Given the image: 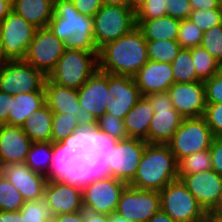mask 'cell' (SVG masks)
<instances>
[{"instance_id": "6da1fadb", "label": "cell", "mask_w": 222, "mask_h": 222, "mask_svg": "<svg viewBox=\"0 0 222 222\" xmlns=\"http://www.w3.org/2000/svg\"><path fill=\"white\" fill-rule=\"evenodd\" d=\"M147 142L126 138L99 145H88L86 160L104 175L129 184L137 171Z\"/></svg>"}, {"instance_id": "7a4b0ae2", "label": "cell", "mask_w": 222, "mask_h": 222, "mask_svg": "<svg viewBox=\"0 0 222 222\" xmlns=\"http://www.w3.org/2000/svg\"><path fill=\"white\" fill-rule=\"evenodd\" d=\"M148 61L147 41L137 26L98 53V69L113 75L133 77Z\"/></svg>"}, {"instance_id": "3957f363", "label": "cell", "mask_w": 222, "mask_h": 222, "mask_svg": "<svg viewBox=\"0 0 222 222\" xmlns=\"http://www.w3.org/2000/svg\"><path fill=\"white\" fill-rule=\"evenodd\" d=\"M48 28L64 41L65 48L99 51L93 35V18L81 14L71 0H54Z\"/></svg>"}, {"instance_id": "277c9868", "label": "cell", "mask_w": 222, "mask_h": 222, "mask_svg": "<svg viewBox=\"0 0 222 222\" xmlns=\"http://www.w3.org/2000/svg\"><path fill=\"white\" fill-rule=\"evenodd\" d=\"M178 178V161L168 144L147 143L136 174L128 185L159 192Z\"/></svg>"}, {"instance_id": "5b68a950", "label": "cell", "mask_w": 222, "mask_h": 222, "mask_svg": "<svg viewBox=\"0 0 222 222\" xmlns=\"http://www.w3.org/2000/svg\"><path fill=\"white\" fill-rule=\"evenodd\" d=\"M83 208L92 213H115L125 182L107 176L94 168L86 159L81 160Z\"/></svg>"}, {"instance_id": "8992f818", "label": "cell", "mask_w": 222, "mask_h": 222, "mask_svg": "<svg viewBox=\"0 0 222 222\" xmlns=\"http://www.w3.org/2000/svg\"><path fill=\"white\" fill-rule=\"evenodd\" d=\"M51 216L84 210L81 185V160H74L63 175L49 178L44 192Z\"/></svg>"}, {"instance_id": "52a82bcc", "label": "cell", "mask_w": 222, "mask_h": 222, "mask_svg": "<svg viewBox=\"0 0 222 222\" xmlns=\"http://www.w3.org/2000/svg\"><path fill=\"white\" fill-rule=\"evenodd\" d=\"M77 91L80 104L77 121L79 127L91 137L96 131L98 119L106 113L108 73L97 69Z\"/></svg>"}, {"instance_id": "ba28073f", "label": "cell", "mask_w": 222, "mask_h": 222, "mask_svg": "<svg viewBox=\"0 0 222 222\" xmlns=\"http://www.w3.org/2000/svg\"><path fill=\"white\" fill-rule=\"evenodd\" d=\"M98 53L66 48L48 78L58 85L79 89L98 69Z\"/></svg>"}, {"instance_id": "9c48e42d", "label": "cell", "mask_w": 222, "mask_h": 222, "mask_svg": "<svg viewBox=\"0 0 222 222\" xmlns=\"http://www.w3.org/2000/svg\"><path fill=\"white\" fill-rule=\"evenodd\" d=\"M136 26V15L130 7L104 4L93 16V35L97 49L117 40Z\"/></svg>"}, {"instance_id": "30bf717a", "label": "cell", "mask_w": 222, "mask_h": 222, "mask_svg": "<svg viewBox=\"0 0 222 222\" xmlns=\"http://www.w3.org/2000/svg\"><path fill=\"white\" fill-rule=\"evenodd\" d=\"M160 193V209L177 222H200L207 212L181 179L171 181Z\"/></svg>"}, {"instance_id": "8fae6325", "label": "cell", "mask_w": 222, "mask_h": 222, "mask_svg": "<svg viewBox=\"0 0 222 222\" xmlns=\"http://www.w3.org/2000/svg\"><path fill=\"white\" fill-rule=\"evenodd\" d=\"M46 76L25 60L0 63V91L16 95L44 90Z\"/></svg>"}, {"instance_id": "7c38bea8", "label": "cell", "mask_w": 222, "mask_h": 222, "mask_svg": "<svg viewBox=\"0 0 222 222\" xmlns=\"http://www.w3.org/2000/svg\"><path fill=\"white\" fill-rule=\"evenodd\" d=\"M213 138L203 117L184 118L167 144L179 162L186 156L210 149Z\"/></svg>"}, {"instance_id": "4fadbf2b", "label": "cell", "mask_w": 222, "mask_h": 222, "mask_svg": "<svg viewBox=\"0 0 222 222\" xmlns=\"http://www.w3.org/2000/svg\"><path fill=\"white\" fill-rule=\"evenodd\" d=\"M154 110L148 130V143L167 144L183 121L173 107L168 91L146 95Z\"/></svg>"}, {"instance_id": "5bb4252c", "label": "cell", "mask_w": 222, "mask_h": 222, "mask_svg": "<svg viewBox=\"0 0 222 222\" xmlns=\"http://www.w3.org/2000/svg\"><path fill=\"white\" fill-rule=\"evenodd\" d=\"M73 162L74 159L60 146L52 142H33L24 164L49 179L65 174Z\"/></svg>"}, {"instance_id": "9a60e30c", "label": "cell", "mask_w": 222, "mask_h": 222, "mask_svg": "<svg viewBox=\"0 0 222 222\" xmlns=\"http://www.w3.org/2000/svg\"><path fill=\"white\" fill-rule=\"evenodd\" d=\"M89 138L79 127L75 115L53 113L51 142L60 146L74 160L86 159Z\"/></svg>"}, {"instance_id": "2e32d148", "label": "cell", "mask_w": 222, "mask_h": 222, "mask_svg": "<svg viewBox=\"0 0 222 222\" xmlns=\"http://www.w3.org/2000/svg\"><path fill=\"white\" fill-rule=\"evenodd\" d=\"M65 49L64 41L54 35L48 27L39 28L34 32L24 60L48 77Z\"/></svg>"}, {"instance_id": "e0dca14e", "label": "cell", "mask_w": 222, "mask_h": 222, "mask_svg": "<svg viewBox=\"0 0 222 222\" xmlns=\"http://www.w3.org/2000/svg\"><path fill=\"white\" fill-rule=\"evenodd\" d=\"M0 26L3 61L24 60L36 28L13 10L2 20Z\"/></svg>"}, {"instance_id": "ac0fdd59", "label": "cell", "mask_w": 222, "mask_h": 222, "mask_svg": "<svg viewBox=\"0 0 222 222\" xmlns=\"http://www.w3.org/2000/svg\"><path fill=\"white\" fill-rule=\"evenodd\" d=\"M159 210V192L127 185L120 196L115 213L133 222H147Z\"/></svg>"}, {"instance_id": "d6986e66", "label": "cell", "mask_w": 222, "mask_h": 222, "mask_svg": "<svg viewBox=\"0 0 222 222\" xmlns=\"http://www.w3.org/2000/svg\"><path fill=\"white\" fill-rule=\"evenodd\" d=\"M106 113L123 119L141 97L133 77L108 74Z\"/></svg>"}, {"instance_id": "ffe728a7", "label": "cell", "mask_w": 222, "mask_h": 222, "mask_svg": "<svg viewBox=\"0 0 222 222\" xmlns=\"http://www.w3.org/2000/svg\"><path fill=\"white\" fill-rule=\"evenodd\" d=\"M178 175L206 212L217 206L222 191L220 174L211 169L199 173Z\"/></svg>"}, {"instance_id": "44dd1931", "label": "cell", "mask_w": 222, "mask_h": 222, "mask_svg": "<svg viewBox=\"0 0 222 222\" xmlns=\"http://www.w3.org/2000/svg\"><path fill=\"white\" fill-rule=\"evenodd\" d=\"M173 107L183 118L203 117L206 107L203 81L175 82L168 90Z\"/></svg>"}, {"instance_id": "7402d4cb", "label": "cell", "mask_w": 222, "mask_h": 222, "mask_svg": "<svg viewBox=\"0 0 222 222\" xmlns=\"http://www.w3.org/2000/svg\"><path fill=\"white\" fill-rule=\"evenodd\" d=\"M3 175L18 189L24 201L44 198L48 181L44 175L33 172L26 164H9L3 167Z\"/></svg>"}, {"instance_id": "603a6c76", "label": "cell", "mask_w": 222, "mask_h": 222, "mask_svg": "<svg viewBox=\"0 0 222 222\" xmlns=\"http://www.w3.org/2000/svg\"><path fill=\"white\" fill-rule=\"evenodd\" d=\"M141 96L168 91L175 83L172 64L149 60L133 76Z\"/></svg>"}, {"instance_id": "cb8c5ba5", "label": "cell", "mask_w": 222, "mask_h": 222, "mask_svg": "<svg viewBox=\"0 0 222 222\" xmlns=\"http://www.w3.org/2000/svg\"><path fill=\"white\" fill-rule=\"evenodd\" d=\"M33 141L19 126L0 124V160L3 164H24Z\"/></svg>"}, {"instance_id": "d4e9b609", "label": "cell", "mask_w": 222, "mask_h": 222, "mask_svg": "<svg viewBox=\"0 0 222 222\" xmlns=\"http://www.w3.org/2000/svg\"><path fill=\"white\" fill-rule=\"evenodd\" d=\"M45 102L53 113L77 115L80 111L77 89L64 87L46 77L44 82Z\"/></svg>"}, {"instance_id": "484cf974", "label": "cell", "mask_w": 222, "mask_h": 222, "mask_svg": "<svg viewBox=\"0 0 222 222\" xmlns=\"http://www.w3.org/2000/svg\"><path fill=\"white\" fill-rule=\"evenodd\" d=\"M154 110L146 96H141L137 103L123 118L128 138H137L148 143V130Z\"/></svg>"}, {"instance_id": "4316f807", "label": "cell", "mask_w": 222, "mask_h": 222, "mask_svg": "<svg viewBox=\"0 0 222 222\" xmlns=\"http://www.w3.org/2000/svg\"><path fill=\"white\" fill-rule=\"evenodd\" d=\"M53 8L54 0H12V10L36 29L48 27Z\"/></svg>"}, {"instance_id": "83f0119b", "label": "cell", "mask_w": 222, "mask_h": 222, "mask_svg": "<svg viewBox=\"0 0 222 222\" xmlns=\"http://www.w3.org/2000/svg\"><path fill=\"white\" fill-rule=\"evenodd\" d=\"M45 91L11 95L8 125L21 127L35 110L45 104Z\"/></svg>"}, {"instance_id": "f1b7e54d", "label": "cell", "mask_w": 222, "mask_h": 222, "mask_svg": "<svg viewBox=\"0 0 222 222\" xmlns=\"http://www.w3.org/2000/svg\"><path fill=\"white\" fill-rule=\"evenodd\" d=\"M146 41L177 40L180 20L164 16L148 20H136Z\"/></svg>"}, {"instance_id": "f546056e", "label": "cell", "mask_w": 222, "mask_h": 222, "mask_svg": "<svg viewBox=\"0 0 222 222\" xmlns=\"http://www.w3.org/2000/svg\"><path fill=\"white\" fill-rule=\"evenodd\" d=\"M52 118L53 112L45 103L31 113L21 128L33 142H51Z\"/></svg>"}, {"instance_id": "4dcf8cb0", "label": "cell", "mask_w": 222, "mask_h": 222, "mask_svg": "<svg viewBox=\"0 0 222 222\" xmlns=\"http://www.w3.org/2000/svg\"><path fill=\"white\" fill-rule=\"evenodd\" d=\"M128 138L123 119L105 113L98 119L96 131L89 138L88 145H99Z\"/></svg>"}, {"instance_id": "1f68e13d", "label": "cell", "mask_w": 222, "mask_h": 222, "mask_svg": "<svg viewBox=\"0 0 222 222\" xmlns=\"http://www.w3.org/2000/svg\"><path fill=\"white\" fill-rule=\"evenodd\" d=\"M171 64L174 82L191 83L201 81L197 77L190 49L182 48Z\"/></svg>"}, {"instance_id": "d6a6232c", "label": "cell", "mask_w": 222, "mask_h": 222, "mask_svg": "<svg viewBox=\"0 0 222 222\" xmlns=\"http://www.w3.org/2000/svg\"><path fill=\"white\" fill-rule=\"evenodd\" d=\"M189 49L191 51L197 77L201 81L207 80L219 72V61L212 57L202 46H196Z\"/></svg>"}, {"instance_id": "836d02e7", "label": "cell", "mask_w": 222, "mask_h": 222, "mask_svg": "<svg viewBox=\"0 0 222 222\" xmlns=\"http://www.w3.org/2000/svg\"><path fill=\"white\" fill-rule=\"evenodd\" d=\"M181 49L177 40L147 41L148 59L156 62L171 64Z\"/></svg>"}, {"instance_id": "e575fe53", "label": "cell", "mask_w": 222, "mask_h": 222, "mask_svg": "<svg viewBox=\"0 0 222 222\" xmlns=\"http://www.w3.org/2000/svg\"><path fill=\"white\" fill-rule=\"evenodd\" d=\"M211 169V153L209 149L186 156L178 162V174H193Z\"/></svg>"}, {"instance_id": "d590c367", "label": "cell", "mask_w": 222, "mask_h": 222, "mask_svg": "<svg viewBox=\"0 0 222 222\" xmlns=\"http://www.w3.org/2000/svg\"><path fill=\"white\" fill-rule=\"evenodd\" d=\"M24 204L21 193L4 176H0V210L19 211Z\"/></svg>"}, {"instance_id": "8d00e7d4", "label": "cell", "mask_w": 222, "mask_h": 222, "mask_svg": "<svg viewBox=\"0 0 222 222\" xmlns=\"http://www.w3.org/2000/svg\"><path fill=\"white\" fill-rule=\"evenodd\" d=\"M21 222H51V214L44 199L24 201L20 209Z\"/></svg>"}, {"instance_id": "74e56055", "label": "cell", "mask_w": 222, "mask_h": 222, "mask_svg": "<svg viewBox=\"0 0 222 222\" xmlns=\"http://www.w3.org/2000/svg\"><path fill=\"white\" fill-rule=\"evenodd\" d=\"M203 36V31L199 29L188 18L185 20H180V27L178 32L177 41L182 46V48H192L200 46Z\"/></svg>"}, {"instance_id": "f35d334b", "label": "cell", "mask_w": 222, "mask_h": 222, "mask_svg": "<svg viewBox=\"0 0 222 222\" xmlns=\"http://www.w3.org/2000/svg\"><path fill=\"white\" fill-rule=\"evenodd\" d=\"M188 19L201 31L206 32L210 28L222 24V9L192 10Z\"/></svg>"}, {"instance_id": "ab89813d", "label": "cell", "mask_w": 222, "mask_h": 222, "mask_svg": "<svg viewBox=\"0 0 222 222\" xmlns=\"http://www.w3.org/2000/svg\"><path fill=\"white\" fill-rule=\"evenodd\" d=\"M200 46L208 51L219 63L222 62V24L203 32Z\"/></svg>"}, {"instance_id": "60d3db41", "label": "cell", "mask_w": 222, "mask_h": 222, "mask_svg": "<svg viewBox=\"0 0 222 222\" xmlns=\"http://www.w3.org/2000/svg\"><path fill=\"white\" fill-rule=\"evenodd\" d=\"M203 118L214 137H222V103H206Z\"/></svg>"}, {"instance_id": "b9f144b4", "label": "cell", "mask_w": 222, "mask_h": 222, "mask_svg": "<svg viewBox=\"0 0 222 222\" xmlns=\"http://www.w3.org/2000/svg\"><path fill=\"white\" fill-rule=\"evenodd\" d=\"M165 0H147L135 13L136 20H148L167 16Z\"/></svg>"}, {"instance_id": "7bdbcfd3", "label": "cell", "mask_w": 222, "mask_h": 222, "mask_svg": "<svg viewBox=\"0 0 222 222\" xmlns=\"http://www.w3.org/2000/svg\"><path fill=\"white\" fill-rule=\"evenodd\" d=\"M203 83L206 103H222V74L218 72Z\"/></svg>"}, {"instance_id": "ee69618b", "label": "cell", "mask_w": 222, "mask_h": 222, "mask_svg": "<svg viewBox=\"0 0 222 222\" xmlns=\"http://www.w3.org/2000/svg\"><path fill=\"white\" fill-rule=\"evenodd\" d=\"M167 16L178 20H185L189 17L192 8L189 0H165Z\"/></svg>"}, {"instance_id": "f6af8a7d", "label": "cell", "mask_w": 222, "mask_h": 222, "mask_svg": "<svg viewBox=\"0 0 222 222\" xmlns=\"http://www.w3.org/2000/svg\"><path fill=\"white\" fill-rule=\"evenodd\" d=\"M212 170L222 176V137H214L209 149Z\"/></svg>"}, {"instance_id": "bcb514c9", "label": "cell", "mask_w": 222, "mask_h": 222, "mask_svg": "<svg viewBox=\"0 0 222 222\" xmlns=\"http://www.w3.org/2000/svg\"><path fill=\"white\" fill-rule=\"evenodd\" d=\"M74 7L83 15L92 17L104 5L103 0H71Z\"/></svg>"}, {"instance_id": "7dc6e473", "label": "cell", "mask_w": 222, "mask_h": 222, "mask_svg": "<svg viewBox=\"0 0 222 222\" xmlns=\"http://www.w3.org/2000/svg\"><path fill=\"white\" fill-rule=\"evenodd\" d=\"M11 109V94L0 91V124L8 125L9 112Z\"/></svg>"}, {"instance_id": "c3c4849f", "label": "cell", "mask_w": 222, "mask_h": 222, "mask_svg": "<svg viewBox=\"0 0 222 222\" xmlns=\"http://www.w3.org/2000/svg\"><path fill=\"white\" fill-rule=\"evenodd\" d=\"M51 222H85V210L74 213L57 214L51 218Z\"/></svg>"}, {"instance_id": "681fc988", "label": "cell", "mask_w": 222, "mask_h": 222, "mask_svg": "<svg viewBox=\"0 0 222 222\" xmlns=\"http://www.w3.org/2000/svg\"><path fill=\"white\" fill-rule=\"evenodd\" d=\"M192 10L222 9V0H189Z\"/></svg>"}, {"instance_id": "f907efd6", "label": "cell", "mask_w": 222, "mask_h": 222, "mask_svg": "<svg viewBox=\"0 0 222 222\" xmlns=\"http://www.w3.org/2000/svg\"><path fill=\"white\" fill-rule=\"evenodd\" d=\"M21 211H2L0 210V222H21Z\"/></svg>"}, {"instance_id": "816d5d0a", "label": "cell", "mask_w": 222, "mask_h": 222, "mask_svg": "<svg viewBox=\"0 0 222 222\" xmlns=\"http://www.w3.org/2000/svg\"><path fill=\"white\" fill-rule=\"evenodd\" d=\"M85 222H108V215L85 210Z\"/></svg>"}, {"instance_id": "f5cc1de1", "label": "cell", "mask_w": 222, "mask_h": 222, "mask_svg": "<svg viewBox=\"0 0 222 222\" xmlns=\"http://www.w3.org/2000/svg\"><path fill=\"white\" fill-rule=\"evenodd\" d=\"M12 11V0H0V23Z\"/></svg>"}, {"instance_id": "db71d44e", "label": "cell", "mask_w": 222, "mask_h": 222, "mask_svg": "<svg viewBox=\"0 0 222 222\" xmlns=\"http://www.w3.org/2000/svg\"><path fill=\"white\" fill-rule=\"evenodd\" d=\"M147 222H177L174 221L170 216H168L161 209L157 211Z\"/></svg>"}, {"instance_id": "11a10c76", "label": "cell", "mask_w": 222, "mask_h": 222, "mask_svg": "<svg viewBox=\"0 0 222 222\" xmlns=\"http://www.w3.org/2000/svg\"><path fill=\"white\" fill-rule=\"evenodd\" d=\"M207 217L212 222H222V210H209L207 211Z\"/></svg>"}, {"instance_id": "9f6ffc18", "label": "cell", "mask_w": 222, "mask_h": 222, "mask_svg": "<svg viewBox=\"0 0 222 222\" xmlns=\"http://www.w3.org/2000/svg\"><path fill=\"white\" fill-rule=\"evenodd\" d=\"M146 1L147 0H129V7L136 13L140 7L146 3Z\"/></svg>"}, {"instance_id": "6f0895ef", "label": "cell", "mask_w": 222, "mask_h": 222, "mask_svg": "<svg viewBox=\"0 0 222 222\" xmlns=\"http://www.w3.org/2000/svg\"><path fill=\"white\" fill-rule=\"evenodd\" d=\"M105 5L129 7V0H103Z\"/></svg>"}, {"instance_id": "680465c9", "label": "cell", "mask_w": 222, "mask_h": 222, "mask_svg": "<svg viewBox=\"0 0 222 222\" xmlns=\"http://www.w3.org/2000/svg\"><path fill=\"white\" fill-rule=\"evenodd\" d=\"M108 222H133V221H130L125 217L120 216L117 213H112L108 215Z\"/></svg>"}, {"instance_id": "91938a15", "label": "cell", "mask_w": 222, "mask_h": 222, "mask_svg": "<svg viewBox=\"0 0 222 222\" xmlns=\"http://www.w3.org/2000/svg\"><path fill=\"white\" fill-rule=\"evenodd\" d=\"M212 210H222V191L220 193L219 201L217 203V206L214 209H212Z\"/></svg>"}, {"instance_id": "94428289", "label": "cell", "mask_w": 222, "mask_h": 222, "mask_svg": "<svg viewBox=\"0 0 222 222\" xmlns=\"http://www.w3.org/2000/svg\"><path fill=\"white\" fill-rule=\"evenodd\" d=\"M3 61V52H2V39H1V26H0V62Z\"/></svg>"}, {"instance_id": "6125c7cd", "label": "cell", "mask_w": 222, "mask_h": 222, "mask_svg": "<svg viewBox=\"0 0 222 222\" xmlns=\"http://www.w3.org/2000/svg\"><path fill=\"white\" fill-rule=\"evenodd\" d=\"M3 164H2V162H1V160H0V176L1 175H3Z\"/></svg>"}, {"instance_id": "be15d7a7", "label": "cell", "mask_w": 222, "mask_h": 222, "mask_svg": "<svg viewBox=\"0 0 222 222\" xmlns=\"http://www.w3.org/2000/svg\"><path fill=\"white\" fill-rule=\"evenodd\" d=\"M200 222H212V221L206 216Z\"/></svg>"}, {"instance_id": "e7e4bbea", "label": "cell", "mask_w": 222, "mask_h": 222, "mask_svg": "<svg viewBox=\"0 0 222 222\" xmlns=\"http://www.w3.org/2000/svg\"><path fill=\"white\" fill-rule=\"evenodd\" d=\"M219 73L222 74V62H220Z\"/></svg>"}]
</instances>
